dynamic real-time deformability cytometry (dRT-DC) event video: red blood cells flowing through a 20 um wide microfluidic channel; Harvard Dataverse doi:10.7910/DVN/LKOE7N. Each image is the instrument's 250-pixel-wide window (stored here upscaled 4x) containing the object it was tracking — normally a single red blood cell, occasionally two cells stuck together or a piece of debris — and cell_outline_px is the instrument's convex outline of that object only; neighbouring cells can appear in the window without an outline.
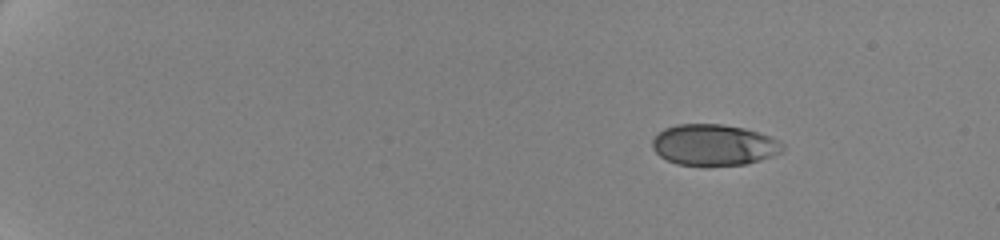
{"species": "human", "species_latin": "Homo sapiens", "temperature_condition": "cold", "stored_images_in_passage": 42, "camera_frame_rate_fps": 3000, "um_per_image_px": 0.085, "donor": {"sex": "female"}, "frame": {"image": 1, "passage_image": 1, "time_ms": 0.0, "image_size_px": [1000, 240], "cell_outline_px": [[784, 152], [760, 160], [744, 164], [708, 168], [676, 164], [660, 156], [652, 148], [652, 140], [664, 128], [676, 124], [720, 124], [744, 128], [772, 136], [780, 140], [784, 144]], "centroid_in_image_um": [60.71, 12.35], "position_along_channel_um": 24.3, "area_um2": 32.02}}
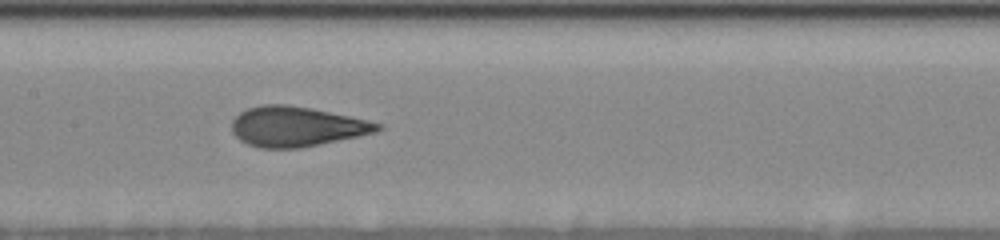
{"frame": {"image": 2, "passage_image": 22, "time_ms": 8.333, "image_size_px": [1000, 240], "cell_outline_px": [[384, 128], [376, 132], [300, 148], [260, 148], [248, 144], [240, 140], [232, 132], [232, 120], [240, 112], [248, 108], [264, 104], [284, 104], [308, 108], [368, 120], [384, 124]], "centroid_in_image_um": [25.19, 10.76], "position_along_channel_um": 182.2, "area_um2": 33.64}}
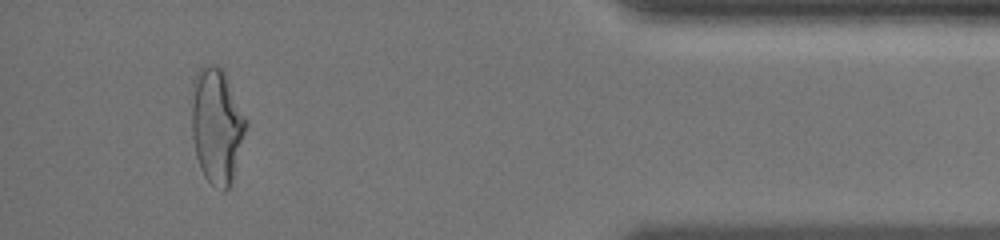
{"frame": {"image": 3, "passage_image": 40, "time_ms": 16.0, "image_size_px": [1000, 240], "cell_outline_px": [[248, 124], [232, 180], [228, 188], [224, 192], [212, 184], [204, 176], [200, 168], [196, 156], [192, 136], [192, 80], [196, 72], [204, 64], [216, 64], [224, 72], [248, 120]], "centroid_in_image_um": [18.42, 10.66], "position_along_channel_um": 416.8, "area_um2": 36.7}, "authors_computed_cell_mechanics": {"area_um2": 33.235, "velocity_mm_per_s": 3.5294, "shape_relaxation_time_tau1_ms": 3.9268, "shape_relaxation_time_tau2_ms": 0.7801, "deformation_change_tau1": 0.1797, "deformation_change_tau2": 0.0918}}